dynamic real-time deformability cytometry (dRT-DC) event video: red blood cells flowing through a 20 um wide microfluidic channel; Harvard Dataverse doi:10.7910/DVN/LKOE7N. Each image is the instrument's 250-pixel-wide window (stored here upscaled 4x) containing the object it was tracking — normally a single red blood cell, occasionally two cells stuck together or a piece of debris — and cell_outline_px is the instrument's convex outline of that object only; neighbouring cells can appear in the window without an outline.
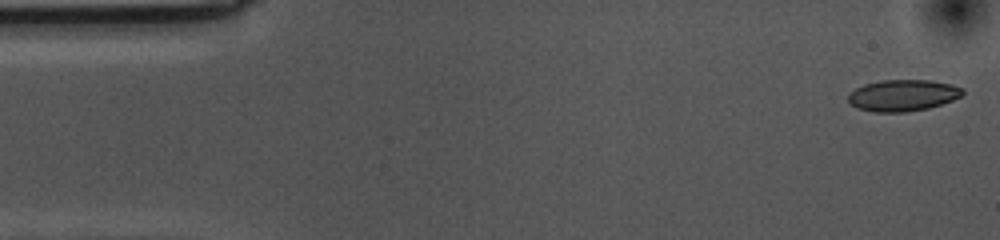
{"species": "common noctule bat (a hibernating species)", "species_latin": "Nyctalus noctula", "temperature_condition": "cold", "stored_images_in_passage": 55, "camera_frame_rate_fps": 3000, "um_per_image_px": 0.085, "animal": {"sex": "female", "body_mass_g": 10.0, "forearm_length_mm": 53.1}, "frame": {"image": 1, "passage_image": 1, "time_ms": 0.0, "image_size_px": [1000, 240], "cell_outline_px": [[964, 92], [960, 96], [952, 100], [928, 108], [908, 112], [872, 112], [856, 108], [848, 100], [848, 92], [864, 84], [880, 80], [932, 80], [952, 84], [964, 88]], "centroid_in_image_um": [76.72, 8.1], "position_along_channel_um": 8.3, "area_um2": 21.15}}
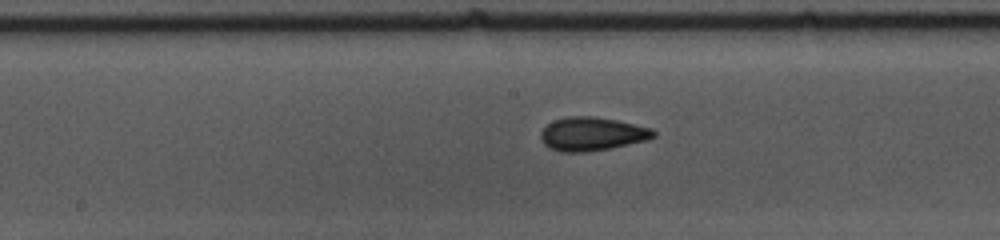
{"frame": {"image": 2, "passage_image": 26, "time_ms": 8.333, "image_size_px": [1000, 240], "cell_outline_px": [[656, 136], [648, 140], [608, 148], [584, 152], [560, 152], [548, 148], [544, 144], [540, 136], [540, 132], [552, 120], [568, 116], [596, 116], [616, 120], [652, 128], [656, 132]], "centroid_in_image_um": [50.31, 11.38], "position_along_channel_um": 197.9, "area_um2": 22.14}}
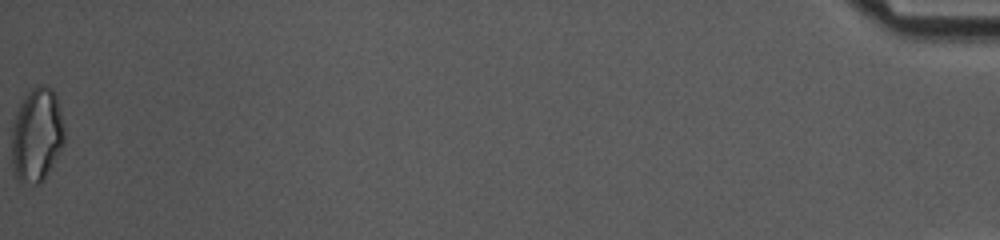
{"frame": {"image": 3, "passage_image": 55, "time_ms": 18.0, "image_size_px": [1000, 240], "cell_outline_px": [[64, 144], [48, 172], [40, 184], [20, 184], [12, 176], [12, 128], [16, 112], [24, 96], [36, 84], [44, 84], [52, 88], [56, 92], [64, 124]], "centroid_in_image_um": [3.12, 11.48], "position_along_channel_um": 432.1, "area_um2": 29.59}, "authors_computed_cell_mechanics": {"area_um2": 21.0392, "velocity_mm_per_s": 3.5417, "shape_relaxation_time_tau1_ms": 6.6967, "shape_relaxation_time_tau2_ms": 2.2596, "deformation_change_tau1": 0.1478, "deformation_change_tau2": 0.0964}}